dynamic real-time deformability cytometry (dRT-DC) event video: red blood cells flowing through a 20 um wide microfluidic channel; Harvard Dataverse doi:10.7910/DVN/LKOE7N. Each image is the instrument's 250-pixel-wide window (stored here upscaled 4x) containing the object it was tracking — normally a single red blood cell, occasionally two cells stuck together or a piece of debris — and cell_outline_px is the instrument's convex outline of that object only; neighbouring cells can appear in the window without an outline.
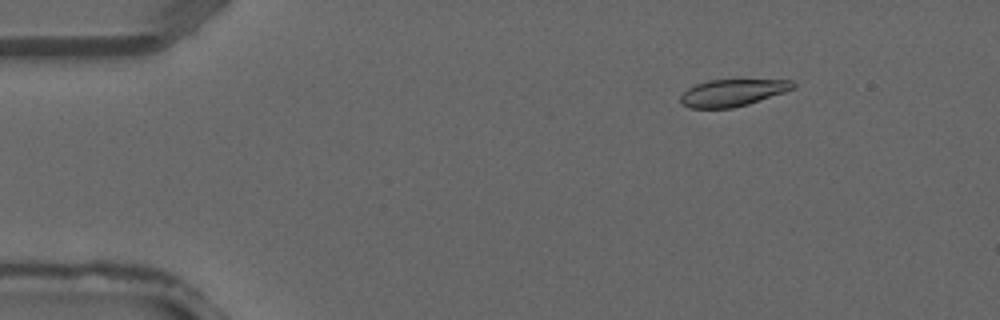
{"species": "common noctule bat (a hibernating species)", "species_latin": "Nyctalus noctula", "temperature_condition": "warm", "stored_images_in_passage": 34, "camera_frame_rate_fps": 3000, "um_per_image_px": 0.085, "animal": {"sex": "male", "forearm_length_mm": 52.5}, "frame": {"image": 1, "passage_image": 1, "time_ms": 0.0, "image_size_px": [1000, 320], "cell_outline_px": [[796, 88], [748, 104], [732, 108], [688, 108], [680, 104], [680, 96], [688, 88], [696, 84], [708, 80], [792, 80], [796, 84]], "centroid_in_image_um": [62.24, 7.88], "position_along_channel_um": 22.8, "area_um2": 17.69}}
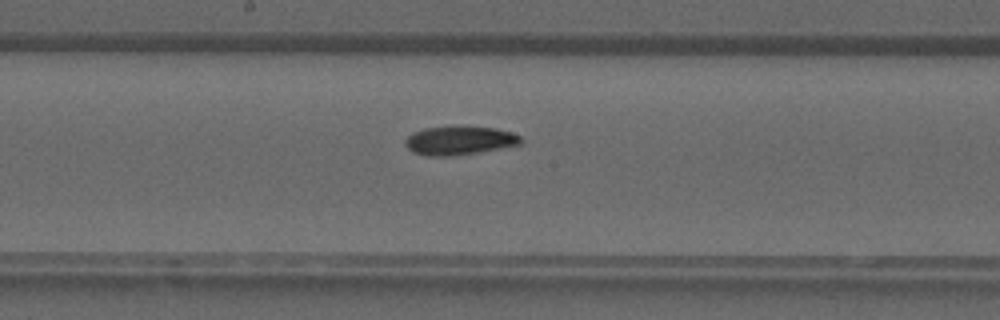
{"frame": {"image": 2, "passage_image": 16, "time_ms": 5.0, "image_size_px": [1000, 320], "cell_outline_px": [[524, 140], [520, 144], [480, 152], [452, 156], [428, 156], [412, 152], [404, 144], [404, 140], [412, 132], [424, 128], [460, 124], [496, 128], [512, 132], [520, 136]], "centroid_in_image_um": [39.04, 11.91], "position_along_channel_um": 209.2, "area_um2": 20.0}}
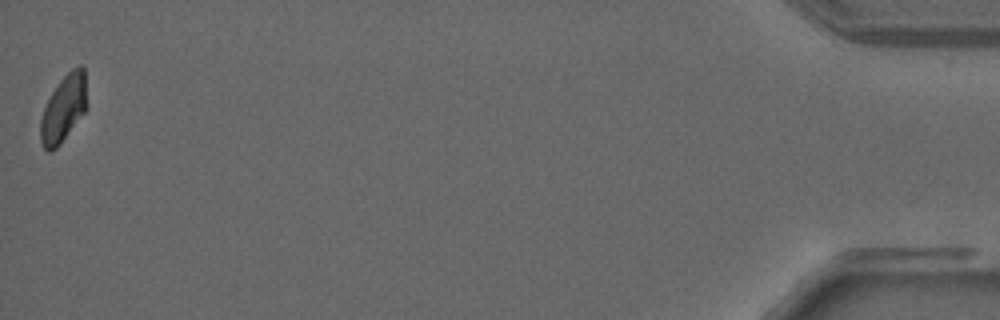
{"frame": {"image": 3, "passage_image": 34, "time_ms": 11.0, "image_size_px": [1000, 320], "cell_outline_px": [[88, 104], [84, 112], [60, 144], [56, 148], [48, 152], [40, 144], [40, 120], [44, 108], [52, 92], [60, 80], [72, 68], [80, 64], [84, 68]], "centroid_in_image_um": [5.41, 9.21], "position_along_channel_um": 429.8, "area_um2": 18.09}}